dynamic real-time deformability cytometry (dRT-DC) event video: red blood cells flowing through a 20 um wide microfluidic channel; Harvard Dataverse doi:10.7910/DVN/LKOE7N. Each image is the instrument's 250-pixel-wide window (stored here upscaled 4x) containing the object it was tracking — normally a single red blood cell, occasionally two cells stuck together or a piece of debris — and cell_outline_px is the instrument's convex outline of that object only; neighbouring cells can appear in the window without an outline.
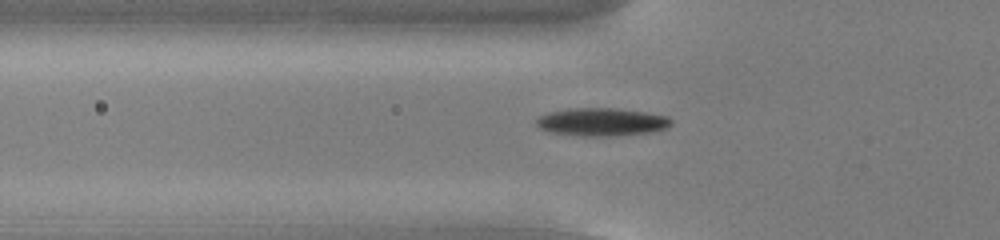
{"species": "common noctule bat (a hibernating species)", "species_latin": "Nyctalus noctula", "temperature_condition": "cold", "stored_images_in_passage": 54, "camera_frame_rate_fps": 3000, "um_per_image_px": 0.085, "animal": {"sex": "male", "body_mass_g": 13.0, "forearm_length_mm": 53.1}, "frame": {"image": 1, "passage_image": 19, "time_ms": 6.0, "image_size_px": [1000, 240], "cell_outline_px": [[672, 124], [668, 128], [652, 132], [616, 136], [584, 136], [552, 132], [540, 128], [536, 124], [536, 120], [540, 116], [548, 112], [572, 108], [612, 108], [644, 112], [668, 116], [672, 120]], "centroid_in_image_um": [51.19, 10.37], "position_along_channel_um": 74.6, "area_um2": 21.96}}
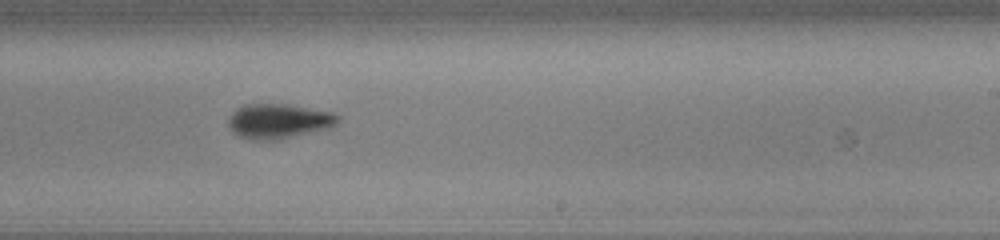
{"frame": {"image": 2, "passage_image": 34, "time_ms": 11.0, "image_size_px": [1000, 240], "cell_outline_px": [[340, 120], [336, 124], [328, 128], [280, 140], [252, 140], [240, 136], [232, 132], [228, 124], [228, 120], [232, 112], [236, 108], [244, 104], [284, 104], [332, 112], [340, 116]], "centroid_in_image_um": [23.66, 10.3], "position_along_channel_um": 265.3, "area_um2": 22.25}}
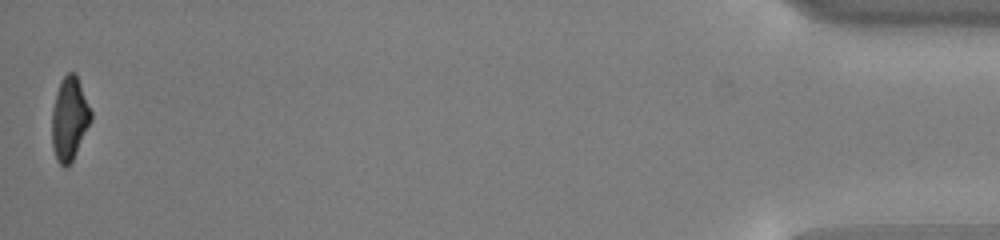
{"frame": {"image": 3, "passage_image": 54, "time_ms": 17.667, "image_size_px": [1000, 240], "cell_outline_px": [[92, 120], [72, 160], [64, 168], [56, 160], [52, 148], [52, 108], [56, 92], [60, 80], [68, 72], [76, 72], [92, 112]], "centroid_in_image_um": [5.9, 10.06], "position_along_channel_um": 429.3, "area_um2": 19.07}, "authors_computed_cell_mechanics": {"area_um2": 19.9699, "velocity_mm_per_s": 3.8138, "shape_relaxation_time_tau1_ms": 1.9148, "shape_relaxation_time_tau2_ms": 4.0003, "deformation_change_tau1": 0.1479, "deformation_change_tau2": 0.1011}}